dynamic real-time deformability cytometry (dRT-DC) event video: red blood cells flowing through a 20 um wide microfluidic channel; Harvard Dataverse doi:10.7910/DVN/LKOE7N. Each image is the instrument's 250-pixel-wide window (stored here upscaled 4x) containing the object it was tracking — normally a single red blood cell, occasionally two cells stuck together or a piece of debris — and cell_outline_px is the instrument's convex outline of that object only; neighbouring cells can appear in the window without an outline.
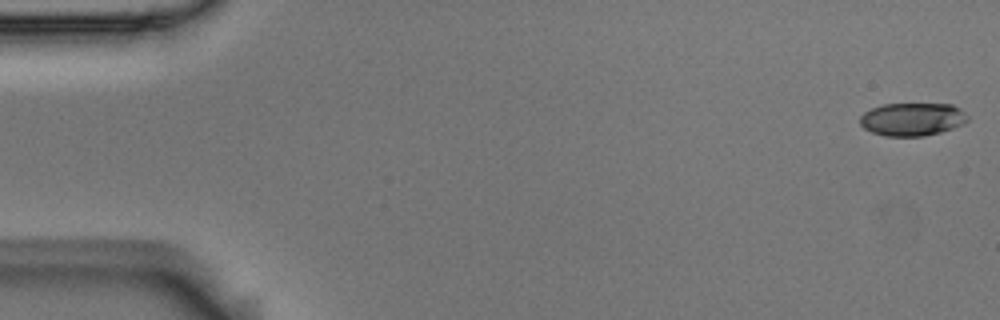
{"species": "Egyptian fruit bat (a non-hibernating species)", "species_latin": "Rousettus aegyptiacus", "temperature_condition": "room temperature", "stored_images_in_passage": 4, "camera_frame_rate_fps": 3000, "um_per_image_px": 0.085, "animal": {"sex": "male"}, "frame": {"image": 1, "passage_image": 1, "time_ms": 0.0, "image_size_px": [1000, 320], "cell_outline_px": [[968, 120], [964, 124], [940, 132], [924, 136], [884, 136], [872, 132], [864, 128], [860, 124], [860, 116], [864, 112], [872, 108], [884, 104], [952, 104], [960, 108], [968, 116]], "centroid_in_image_um": [77.55, 10.13], "position_along_channel_um": 7.5, "area_um2": 20.75}}